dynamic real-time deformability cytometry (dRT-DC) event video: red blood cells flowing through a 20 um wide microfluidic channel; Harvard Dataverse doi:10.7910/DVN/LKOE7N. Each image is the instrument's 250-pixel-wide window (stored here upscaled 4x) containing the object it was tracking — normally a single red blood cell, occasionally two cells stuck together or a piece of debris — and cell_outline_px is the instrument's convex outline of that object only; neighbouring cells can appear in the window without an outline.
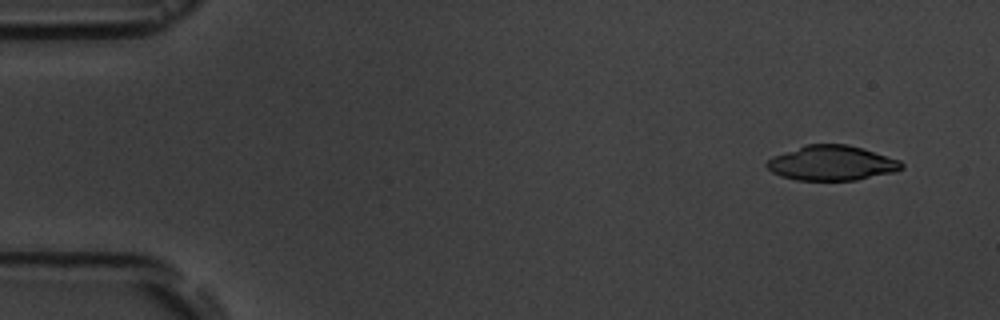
{"species": "common noctule bat (a hibernating species)", "species_latin": "Nyctalus noctula", "temperature_condition": "room temperature", "stored_images_in_passage": 8, "camera_frame_rate_fps": 3000, "um_per_image_px": 0.085, "animal": {"sex": "male", "body_mass_g": 19.5, "forearm_length_mm": 54.6}, "frame": {"image": 1, "passage_image": 1, "time_ms": 0.0, "image_size_px": [1000, 320], "cell_outline_px": [[904, 168], [896, 172], [856, 180], [796, 180], [780, 176], [772, 172], [764, 164], [772, 156], [804, 144], [848, 144], [900, 160], [904, 164]], "centroid_in_image_um": [70.69, 13.86], "position_along_channel_um": 14.3, "area_um2": 27.57}}